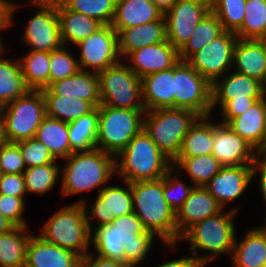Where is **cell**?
<instances>
[{
    "label": "cell",
    "mask_w": 266,
    "mask_h": 267,
    "mask_svg": "<svg viewBox=\"0 0 266 267\" xmlns=\"http://www.w3.org/2000/svg\"><path fill=\"white\" fill-rule=\"evenodd\" d=\"M130 185L133 210L144 227L164 244L176 249L181 236L177 233L176 213L163 195V177L158 180L135 181Z\"/></svg>",
    "instance_id": "6da1fadb"
},
{
    "label": "cell",
    "mask_w": 266,
    "mask_h": 267,
    "mask_svg": "<svg viewBox=\"0 0 266 267\" xmlns=\"http://www.w3.org/2000/svg\"><path fill=\"white\" fill-rule=\"evenodd\" d=\"M60 167L61 195L72 196L99 188L116 174L115 156L100 149L73 152Z\"/></svg>",
    "instance_id": "7a4b0ae2"
},
{
    "label": "cell",
    "mask_w": 266,
    "mask_h": 267,
    "mask_svg": "<svg viewBox=\"0 0 266 267\" xmlns=\"http://www.w3.org/2000/svg\"><path fill=\"white\" fill-rule=\"evenodd\" d=\"M237 213V207L226 212L222 209L219 213L193 224L179 240L190 242L189 250L192 251V256L203 267L221 254H228L231 258L236 236L234 220ZM200 250L206 253L197 255Z\"/></svg>",
    "instance_id": "3957f363"
},
{
    "label": "cell",
    "mask_w": 266,
    "mask_h": 267,
    "mask_svg": "<svg viewBox=\"0 0 266 267\" xmlns=\"http://www.w3.org/2000/svg\"><path fill=\"white\" fill-rule=\"evenodd\" d=\"M115 166V175L129 183L161 179L173 167L144 129L115 156Z\"/></svg>",
    "instance_id": "277c9868"
},
{
    "label": "cell",
    "mask_w": 266,
    "mask_h": 267,
    "mask_svg": "<svg viewBox=\"0 0 266 267\" xmlns=\"http://www.w3.org/2000/svg\"><path fill=\"white\" fill-rule=\"evenodd\" d=\"M90 233L84 207L82 203L75 202L52 214L38 236L83 258L91 246Z\"/></svg>",
    "instance_id": "5b68a950"
},
{
    "label": "cell",
    "mask_w": 266,
    "mask_h": 267,
    "mask_svg": "<svg viewBox=\"0 0 266 267\" xmlns=\"http://www.w3.org/2000/svg\"><path fill=\"white\" fill-rule=\"evenodd\" d=\"M199 117L188 109L150 110L144 113L143 129L160 151L173 162L180 152L185 135Z\"/></svg>",
    "instance_id": "8992f818"
},
{
    "label": "cell",
    "mask_w": 266,
    "mask_h": 267,
    "mask_svg": "<svg viewBox=\"0 0 266 267\" xmlns=\"http://www.w3.org/2000/svg\"><path fill=\"white\" fill-rule=\"evenodd\" d=\"M98 134L96 148L117 156L143 129L146 110L98 107Z\"/></svg>",
    "instance_id": "52a82bcc"
},
{
    "label": "cell",
    "mask_w": 266,
    "mask_h": 267,
    "mask_svg": "<svg viewBox=\"0 0 266 267\" xmlns=\"http://www.w3.org/2000/svg\"><path fill=\"white\" fill-rule=\"evenodd\" d=\"M124 63L98 72L101 104L114 108L146 110L142 80Z\"/></svg>",
    "instance_id": "ba28073f"
},
{
    "label": "cell",
    "mask_w": 266,
    "mask_h": 267,
    "mask_svg": "<svg viewBox=\"0 0 266 267\" xmlns=\"http://www.w3.org/2000/svg\"><path fill=\"white\" fill-rule=\"evenodd\" d=\"M0 110L9 143L34 138L46 116L45 100L41 90H29Z\"/></svg>",
    "instance_id": "9c48e42d"
},
{
    "label": "cell",
    "mask_w": 266,
    "mask_h": 267,
    "mask_svg": "<svg viewBox=\"0 0 266 267\" xmlns=\"http://www.w3.org/2000/svg\"><path fill=\"white\" fill-rule=\"evenodd\" d=\"M212 84L186 61L173 67L174 108L188 109L200 117L212 115Z\"/></svg>",
    "instance_id": "30bf717a"
},
{
    "label": "cell",
    "mask_w": 266,
    "mask_h": 267,
    "mask_svg": "<svg viewBox=\"0 0 266 267\" xmlns=\"http://www.w3.org/2000/svg\"><path fill=\"white\" fill-rule=\"evenodd\" d=\"M238 37L235 32L224 31L220 36L194 53L186 62L211 84L232 68L233 52Z\"/></svg>",
    "instance_id": "8fae6325"
},
{
    "label": "cell",
    "mask_w": 266,
    "mask_h": 267,
    "mask_svg": "<svg viewBox=\"0 0 266 267\" xmlns=\"http://www.w3.org/2000/svg\"><path fill=\"white\" fill-rule=\"evenodd\" d=\"M75 46L80 50L77 60L82 71L98 73L124 61L121 60L119 54L118 33L111 25H103L98 31Z\"/></svg>",
    "instance_id": "7c38bea8"
},
{
    "label": "cell",
    "mask_w": 266,
    "mask_h": 267,
    "mask_svg": "<svg viewBox=\"0 0 266 267\" xmlns=\"http://www.w3.org/2000/svg\"><path fill=\"white\" fill-rule=\"evenodd\" d=\"M37 12L30 18L21 38L29 51L52 52L63 46L61 40L57 4L28 3Z\"/></svg>",
    "instance_id": "4fadbf2b"
},
{
    "label": "cell",
    "mask_w": 266,
    "mask_h": 267,
    "mask_svg": "<svg viewBox=\"0 0 266 267\" xmlns=\"http://www.w3.org/2000/svg\"><path fill=\"white\" fill-rule=\"evenodd\" d=\"M123 182L125 183L123 187L106 185L97 193L93 205H91L92 203L89 205L86 199L76 201V203H82L84 207L85 218L90 231L94 220H97L94 226L98 227L110 224L117 217L134 212L131 185L127 181Z\"/></svg>",
    "instance_id": "5bb4252c"
},
{
    "label": "cell",
    "mask_w": 266,
    "mask_h": 267,
    "mask_svg": "<svg viewBox=\"0 0 266 267\" xmlns=\"http://www.w3.org/2000/svg\"><path fill=\"white\" fill-rule=\"evenodd\" d=\"M111 224L116 227L122 248H125L126 265L137 267L150 253L156 236L147 231L134 212L115 218Z\"/></svg>",
    "instance_id": "9a60e30c"
},
{
    "label": "cell",
    "mask_w": 266,
    "mask_h": 267,
    "mask_svg": "<svg viewBox=\"0 0 266 267\" xmlns=\"http://www.w3.org/2000/svg\"><path fill=\"white\" fill-rule=\"evenodd\" d=\"M210 11L208 7L198 3L177 1L164 14L169 43L179 51L190 39L199 22Z\"/></svg>",
    "instance_id": "2e32d148"
},
{
    "label": "cell",
    "mask_w": 266,
    "mask_h": 267,
    "mask_svg": "<svg viewBox=\"0 0 266 267\" xmlns=\"http://www.w3.org/2000/svg\"><path fill=\"white\" fill-rule=\"evenodd\" d=\"M223 166L252 165L256 149L228 125L213 120V150L211 153Z\"/></svg>",
    "instance_id": "e0dca14e"
},
{
    "label": "cell",
    "mask_w": 266,
    "mask_h": 267,
    "mask_svg": "<svg viewBox=\"0 0 266 267\" xmlns=\"http://www.w3.org/2000/svg\"><path fill=\"white\" fill-rule=\"evenodd\" d=\"M252 180V165L223 166L204 187L225 209V205L243 195Z\"/></svg>",
    "instance_id": "ac0fdd59"
},
{
    "label": "cell",
    "mask_w": 266,
    "mask_h": 267,
    "mask_svg": "<svg viewBox=\"0 0 266 267\" xmlns=\"http://www.w3.org/2000/svg\"><path fill=\"white\" fill-rule=\"evenodd\" d=\"M129 67L140 79L144 76L168 70L180 60L179 51L168 40L145 46L131 52L126 58Z\"/></svg>",
    "instance_id": "d6986e66"
},
{
    "label": "cell",
    "mask_w": 266,
    "mask_h": 267,
    "mask_svg": "<svg viewBox=\"0 0 266 267\" xmlns=\"http://www.w3.org/2000/svg\"><path fill=\"white\" fill-rule=\"evenodd\" d=\"M232 71L230 70L229 74L226 73L212 84V111L216 105L221 108L231 99L266 96V86L262 82L233 69Z\"/></svg>",
    "instance_id": "ffe728a7"
},
{
    "label": "cell",
    "mask_w": 266,
    "mask_h": 267,
    "mask_svg": "<svg viewBox=\"0 0 266 267\" xmlns=\"http://www.w3.org/2000/svg\"><path fill=\"white\" fill-rule=\"evenodd\" d=\"M223 208L204 186H194L176 212L177 233L181 236L193 224L219 213Z\"/></svg>",
    "instance_id": "44dd1931"
},
{
    "label": "cell",
    "mask_w": 266,
    "mask_h": 267,
    "mask_svg": "<svg viewBox=\"0 0 266 267\" xmlns=\"http://www.w3.org/2000/svg\"><path fill=\"white\" fill-rule=\"evenodd\" d=\"M43 95H58L90 102L95 108L101 104L99 78L96 72L79 70L75 75L52 83L42 89Z\"/></svg>",
    "instance_id": "7402d4cb"
},
{
    "label": "cell",
    "mask_w": 266,
    "mask_h": 267,
    "mask_svg": "<svg viewBox=\"0 0 266 267\" xmlns=\"http://www.w3.org/2000/svg\"><path fill=\"white\" fill-rule=\"evenodd\" d=\"M81 259L74 252L33 234L27 246L25 267H81Z\"/></svg>",
    "instance_id": "603a6c76"
},
{
    "label": "cell",
    "mask_w": 266,
    "mask_h": 267,
    "mask_svg": "<svg viewBox=\"0 0 266 267\" xmlns=\"http://www.w3.org/2000/svg\"><path fill=\"white\" fill-rule=\"evenodd\" d=\"M232 64L234 71L257 79L266 86V54L260 40L238 38Z\"/></svg>",
    "instance_id": "cb8c5ba5"
},
{
    "label": "cell",
    "mask_w": 266,
    "mask_h": 267,
    "mask_svg": "<svg viewBox=\"0 0 266 267\" xmlns=\"http://www.w3.org/2000/svg\"><path fill=\"white\" fill-rule=\"evenodd\" d=\"M166 40V21L164 17L159 21L122 29L118 32L120 58L125 60L131 52L137 49Z\"/></svg>",
    "instance_id": "d4e9b609"
},
{
    "label": "cell",
    "mask_w": 266,
    "mask_h": 267,
    "mask_svg": "<svg viewBox=\"0 0 266 267\" xmlns=\"http://www.w3.org/2000/svg\"><path fill=\"white\" fill-rule=\"evenodd\" d=\"M163 17L151 0H116L111 26L118 33L122 29L159 21Z\"/></svg>",
    "instance_id": "484cf974"
},
{
    "label": "cell",
    "mask_w": 266,
    "mask_h": 267,
    "mask_svg": "<svg viewBox=\"0 0 266 267\" xmlns=\"http://www.w3.org/2000/svg\"><path fill=\"white\" fill-rule=\"evenodd\" d=\"M141 80L146 111L174 108L173 67L148 74Z\"/></svg>",
    "instance_id": "4316f807"
},
{
    "label": "cell",
    "mask_w": 266,
    "mask_h": 267,
    "mask_svg": "<svg viewBox=\"0 0 266 267\" xmlns=\"http://www.w3.org/2000/svg\"><path fill=\"white\" fill-rule=\"evenodd\" d=\"M61 40L64 46L77 45L98 31L103 24L85 14L68 10L57 4Z\"/></svg>",
    "instance_id": "83f0119b"
},
{
    "label": "cell",
    "mask_w": 266,
    "mask_h": 267,
    "mask_svg": "<svg viewBox=\"0 0 266 267\" xmlns=\"http://www.w3.org/2000/svg\"><path fill=\"white\" fill-rule=\"evenodd\" d=\"M230 261L234 267H264L266 264V235L251 228L241 241L235 236Z\"/></svg>",
    "instance_id": "f1b7e54d"
},
{
    "label": "cell",
    "mask_w": 266,
    "mask_h": 267,
    "mask_svg": "<svg viewBox=\"0 0 266 267\" xmlns=\"http://www.w3.org/2000/svg\"><path fill=\"white\" fill-rule=\"evenodd\" d=\"M266 122V96L254 103L241 116L233 118L227 125L255 149L262 142Z\"/></svg>",
    "instance_id": "f546056e"
},
{
    "label": "cell",
    "mask_w": 266,
    "mask_h": 267,
    "mask_svg": "<svg viewBox=\"0 0 266 267\" xmlns=\"http://www.w3.org/2000/svg\"><path fill=\"white\" fill-rule=\"evenodd\" d=\"M34 138L42 142L56 160L65 159L73 153L70 148L68 123L65 121L46 115Z\"/></svg>",
    "instance_id": "4dcf8cb0"
},
{
    "label": "cell",
    "mask_w": 266,
    "mask_h": 267,
    "mask_svg": "<svg viewBox=\"0 0 266 267\" xmlns=\"http://www.w3.org/2000/svg\"><path fill=\"white\" fill-rule=\"evenodd\" d=\"M213 116L199 117L185 135L177 157L208 155L213 150ZM212 120V121H211Z\"/></svg>",
    "instance_id": "1f68e13d"
},
{
    "label": "cell",
    "mask_w": 266,
    "mask_h": 267,
    "mask_svg": "<svg viewBox=\"0 0 266 267\" xmlns=\"http://www.w3.org/2000/svg\"><path fill=\"white\" fill-rule=\"evenodd\" d=\"M28 227H15L0 234V267H25L27 246L33 234Z\"/></svg>",
    "instance_id": "d6a6232c"
},
{
    "label": "cell",
    "mask_w": 266,
    "mask_h": 267,
    "mask_svg": "<svg viewBox=\"0 0 266 267\" xmlns=\"http://www.w3.org/2000/svg\"><path fill=\"white\" fill-rule=\"evenodd\" d=\"M0 52V108L25 95L26 86L19 59H7Z\"/></svg>",
    "instance_id": "836d02e7"
},
{
    "label": "cell",
    "mask_w": 266,
    "mask_h": 267,
    "mask_svg": "<svg viewBox=\"0 0 266 267\" xmlns=\"http://www.w3.org/2000/svg\"><path fill=\"white\" fill-rule=\"evenodd\" d=\"M68 134L73 152L95 149L98 134V108L68 123Z\"/></svg>",
    "instance_id": "e575fe53"
},
{
    "label": "cell",
    "mask_w": 266,
    "mask_h": 267,
    "mask_svg": "<svg viewBox=\"0 0 266 267\" xmlns=\"http://www.w3.org/2000/svg\"><path fill=\"white\" fill-rule=\"evenodd\" d=\"M172 165L179 173L184 170L194 186H205L223 167L212 154L197 157H177Z\"/></svg>",
    "instance_id": "d590c367"
},
{
    "label": "cell",
    "mask_w": 266,
    "mask_h": 267,
    "mask_svg": "<svg viewBox=\"0 0 266 267\" xmlns=\"http://www.w3.org/2000/svg\"><path fill=\"white\" fill-rule=\"evenodd\" d=\"M19 58L26 86L30 90H42L49 87L50 52L28 51Z\"/></svg>",
    "instance_id": "8d00e7d4"
},
{
    "label": "cell",
    "mask_w": 266,
    "mask_h": 267,
    "mask_svg": "<svg viewBox=\"0 0 266 267\" xmlns=\"http://www.w3.org/2000/svg\"><path fill=\"white\" fill-rule=\"evenodd\" d=\"M90 234L91 244L96 249L92 252L94 255L126 264L125 248H122L118 231L113 224L93 227Z\"/></svg>",
    "instance_id": "74e56055"
},
{
    "label": "cell",
    "mask_w": 266,
    "mask_h": 267,
    "mask_svg": "<svg viewBox=\"0 0 266 267\" xmlns=\"http://www.w3.org/2000/svg\"><path fill=\"white\" fill-rule=\"evenodd\" d=\"M46 115L70 123L90 113L95 107L88 101L68 96L43 95Z\"/></svg>",
    "instance_id": "f35d334b"
},
{
    "label": "cell",
    "mask_w": 266,
    "mask_h": 267,
    "mask_svg": "<svg viewBox=\"0 0 266 267\" xmlns=\"http://www.w3.org/2000/svg\"><path fill=\"white\" fill-rule=\"evenodd\" d=\"M225 30L219 18L210 11L196 26L187 43L179 50V58L187 61L194 53L220 36Z\"/></svg>",
    "instance_id": "ab89813d"
},
{
    "label": "cell",
    "mask_w": 266,
    "mask_h": 267,
    "mask_svg": "<svg viewBox=\"0 0 266 267\" xmlns=\"http://www.w3.org/2000/svg\"><path fill=\"white\" fill-rule=\"evenodd\" d=\"M239 39L266 37V0H247L242 26L235 32Z\"/></svg>",
    "instance_id": "60d3db41"
},
{
    "label": "cell",
    "mask_w": 266,
    "mask_h": 267,
    "mask_svg": "<svg viewBox=\"0 0 266 267\" xmlns=\"http://www.w3.org/2000/svg\"><path fill=\"white\" fill-rule=\"evenodd\" d=\"M60 166L58 163H51L26 168L23 175L27 194L43 196L54 188L60 176Z\"/></svg>",
    "instance_id": "b9f144b4"
},
{
    "label": "cell",
    "mask_w": 266,
    "mask_h": 267,
    "mask_svg": "<svg viewBox=\"0 0 266 267\" xmlns=\"http://www.w3.org/2000/svg\"><path fill=\"white\" fill-rule=\"evenodd\" d=\"M62 4L71 11L85 14L103 25H111L116 0H64Z\"/></svg>",
    "instance_id": "7bdbcfd3"
},
{
    "label": "cell",
    "mask_w": 266,
    "mask_h": 267,
    "mask_svg": "<svg viewBox=\"0 0 266 267\" xmlns=\"http://www.w3.org/2000/svg\"><path fill=\"white\" fill-rule=\"evenodd\" d=\"M67 46L54 50L50 53L49 86L52 83L75 75L79 70L77 55L74 57Z\"/></svg>",
    "instance_id": "ee69618b"
},
{
    "label": "cell",
    "mask_w": 266,
    "mask_h": 267,
    "mask_svg": "<svg viewBox=\"0 0 266 267\" xmlns=\"http://www.w3.org/2000/svg\"><path fill=\"white\" fill-rule=\"evenodd\" d=\"M247 0H219L212 12L219 18L225 31L236 32L245 16Z\"/></svg>",
    "instance_id": "f6af8a7d"
},
{
    "label": "cell",
    "mask_w": 266,
    "mask_h": 267,
    "mask_svg": "<svg viewBox=\"0 0 266 267\" xmlns=\"http://www.w3.org/2000/svg\"><path fill=\"white\" fill-rule=\"evenodd\" d=\"M180 177L179 172L173 167L163 176V195L175 213L183 206L194 188V185L187 186L184 181L180 180Z\"/></svg>",
    "instance_id": "bcb514c9"
},
{
    "label": "cell",
    "mask_w": 266,
    "mask_h": 267,
    "mask_svg": "<svg viewBox=\"0 0 266 267\" xmlns=\"http://www.w3.org/2000/svg\"><path fill=\"white\" fill-rule=\"evenodd\" d=\"M16 144L21 150L26 168L57 163L49 149L35 138L21 140Z\"/></svg>",
    "instance_id": "7dc6e473"
},
{
    "label": "cell",
    "mask_w": 266,
    "mask_h": 267,
    "mask_svg": "<svg viewBox=\"0 0 266 267\" xmlns=\"http://www.w3.org/2000/svg\"><path fill=\"white\" fill-rule=\"evenodd\" d=\"M0 166L3 174H22L26 166L19 146L7 142L0 147Z\"/></svg>",
    "instance_id": "c3c4849f"
},
{
    "label": "cell",
    "mask_w": 266,
    "mask_h": 267,
    "mask_svg": "<svg viewBox=\"0 0 266 267\" xmlns=\"http://www.w3.org/2000/svg\"><path fill=\"white\" fill-rule=\"evenodd\" d=\"M25 205V199L22 197L0 194V213L17 227H28L23 217Z\"/></svg>",
    "instance_id": "681fc988"
},
{
    "label": "cell",
    "mask_w": 266,
    "mask_h": 267,
    "mask_svg": "<svg viewBox=\"0 0 266 267\" xmlns=\"http://www.w3.org/2000/svg\"><path fill=\"white\" fill-rule=\"evenodd\" d=\"M263 97H248L247 99L228 100L220 109L222 116L221 124L227 125L233 118L241 116L254 103Z\"/></svg>",
    "instance_id": "f907efd6"
},
{
    "label": "cell",
    "mask_w": 266,
    "mask_h": 267,
    "mask_svg": "<svg viewBox=\"0 0 266 267\" xmlns=\"http://www.w3.org/2000/svg\"><path fill=\"white\" fill-rule=\"evenodd\" d=\"M0 194L22 197L25 199L27 192L23 173L3 174L0 178Z\"/></svg>",
    "instance_id": "816d5d0a"
},
{
    "label": "cell",
    "mask_w": 266,
    "mask_h": 267,
    "mask_svg": "<svg viewBox=\"0 0 266 267\" xmlns=\"http://www.w3.org/2000/svg\"><path fill=\"white\" fill-rule=\"evenodd\" d=\"M20 7L18 2L11 0H0V30H7L13 26L14 12Z\"/></svg>",
    "instance_id": "f5cc1de1"
},
{
    "label": "cell",
    "mask_w": 266,
    "mask_h": 267,
    "mask_svg": "<svg viewBox=\"0 0 266 267\" xmlns=\"http://www.w3.org/2000/svg\"><path fill=\"white\" fill-rule=\"evenodd\" d=\"M256 174L260 175L258 182L266 206V155L256 156L252 164V177H255Z\"/></svg>",
    "instance_id": "db71d44e"
},
{
    "label": "cell",
    "mask_w": 266,
    "mask_h": 267,
    "mask_svg": "<svg viewBox=\"0 0 266 267\" xmlns=\"http://www.w3.org/2000/svg\"><path fill=\"white\" fill-rule=\"evenodd\" d=\"M81 267H130L110 259L101 258L90 252L81 259Z\"/></svg>",
    "instance_id": "11a10c76"
},
{
    "label": "cell",
    "mask_w": 266,
    "mask_h": 267,
    "mask_svg": "<svg viewBox=\"0 0 266 267\" xmlns=\"http://www.w3.org/2000/svg\"><path fill=\"white\" fill-rule=\"evenodd\" d=\"M156 267H203L192 255L164 262Z\"/></svg>",
    "instance_id": "9f6ffc18"
},
{
    "label": "cell",
    "mask_w": 266,
    "mask_h": 267,
    "mask_svg": "<svg viewBox=\"0 0 266 267\" xmlns=\"http://www.w3.org/2000/svg\"><path fill=\"white\" fill-rule=\"evenodd\" d=\"M155 6L160 10V12L164 15L166 12H168L172 6L178 1V0H151Z\"/></svg>",
    "instance_id": "6f0895ef"
},
{
    "label": "cell",
    "mask_w": 266,
    "mask_h": 267,
    "mask_svg": "<svg viewBox=\"0 0 266 267\" xmlns=\"http://www.w3.org/2000/svg\"><path fill=\"white\" fill-rule=\"evenodd\" d=\"M16 225L0 213V234L13 230Z\"/></svg>",
    "instance_id": "680465c9"
},
{
    "label": "cell",
    "mask_w": 266,
    "mask_h": 267,
    "mask_svg": "<svg viewBox=\"0 0 266 267\" xmlns=\"http://www.w3.org/2000/svg\"><path fill=\"white\" fill-rule=\"evenodd\" d=\"M7 143V139L5 136V129H4V121L2 112L0 110V147Z\"/></svg>",
    "instance_id": "91938a15"
},
{
    "label": "cell",
    "mask_w": 266,
    "mask_h": 267,
    "mask_svg": "<svg viewBox=\"0 0 266 267\" xmlns=\"http://www.w3.org/2000/svg\"><path fill=\"white\" fill-rule=\"evenodd\" d=\"M257 155H266V122L261 145L256 149Z\"/></svg>",
    "instance_id": "94428289"
},
{
    "label": "cell",
    "mask_w": 266,
    "mask_h": 267,
    "mask_svg": "<svg viewBox=\"0 0 266 267\" xmlns=\"http://www.w3.org/2000/svg\"><path fill=\"white\" fill-rule=\"evenodd\" d=\"M29 3L60 4L64 0H28Z\"/></svg>",
    "instance_id": "6125c7cd"
},
{
    "label": "cell",
    "mask_w": 266,
    "mask_h": 267,
    "mask_svg": "<svg viewBox=\"0 0 266 267\" xmlns=\"http://www.w3.org/2000/svg\"><path fill=\"white\" fill-rule=\"evenodd\" d=\"M178 1L194 2V3H198V4H201L207 7V0H178Z\"/></svg>",
    "instance_id": "be15d7a7"
},
{
    "label": "cell",
    "mask_w": 266,
    "mask_h": 267,
    "mask_svg": "<svg viewBox=\"0 0 266 267\" xmlns=\"http://www.w3.org/2000/svg\"><path fill=\"white\" fill-rule=\"evenodd\" d=\"M219 2V0H207V7L212 10V8Z\"/></svg>",
    "instance_id": "e7e4bbea"
},
{
    "label": "cell",
    "mask_w": 266,
    "mask_h": 267,
    "mask_svg": "<svg viewBox=\"0 0 266 267\" xmlns=\"http://www.w3.org/2000/svg\"><path fill=\"white\" fill-rule=\"evenodd\" d=\"M2 31H4V30H0V52L3 50H6L4 47V44H3V40H2L3 38H1L2 37L1 36Z\"/></svg>",
    "instance_id": "03108f58"
},
{
    "label": "cell",
    "mask_w": 266,
    "mask_h": 267,
    "mask_svg": "<svg viewBox=\"0 0 266 267\" xmlns=\"http://www.w3.org/2000/svg\"><path fill=\"white\" fill-rule=\"evenodd\" d=\"M265 223H264V226H260V227H257L262 233H264L266 235V216H265Z\"/></svg>",
    "instance_id": "003e7915"
},
{
    "label": "cell",
    "mask_w": 266,
    "mask_h": 267,
    "mask_svg": "<svg viewBox=\"0 0 266 267\" xmlns=\"http://www.w3.org/2000/svg\"><path fill=\"white\" fill-rule=\"evenodd\" d=\"M259 40L263 43V47H264L265 54H266V37L262 38V39H259Z\"/></svg>",
    "instance_id": "a7ac6f4b"
},
{
    "label": "cell",
    "mask_w": 266,
    "mask_h": 267,
    "mask_svg": "<svg viewBox=\"0 0 266 267\" xmlns=\"http://www.w3.org/2000/svg\"><path fill=\"white\" fill-rule=\"evenodd\" d=\"M2 175H3V173H2V170H1V166H0V178H1Z\"/></svg>",
    "instance_id": "89a4df30"
}]
</instances>
